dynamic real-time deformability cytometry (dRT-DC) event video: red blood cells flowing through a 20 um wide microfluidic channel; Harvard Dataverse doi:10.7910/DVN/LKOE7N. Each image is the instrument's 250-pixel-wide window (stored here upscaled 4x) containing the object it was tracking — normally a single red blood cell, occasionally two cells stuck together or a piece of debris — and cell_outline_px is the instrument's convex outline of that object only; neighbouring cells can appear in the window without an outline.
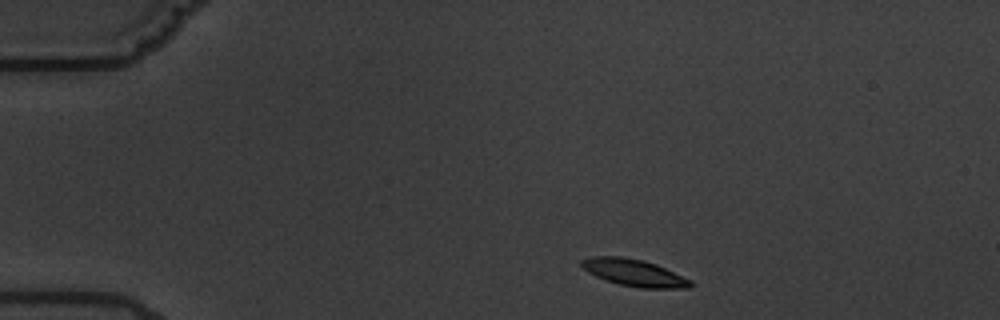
{"species": "common noctule bat (a hibernating species)", "species_latin": "Nyctalus noctula", "temperature_condition": "warm", "stored_images_in_passage": 3, "camera_frame_rate_fps": 3000, "um_per_image_px": 0.085, "animal": {"sex": "male", "body_mass_g": 19.5, "forearm_length_mm": 54.6}, "frame": {"image": 1, "passage_image": 1, "time_ms": 0.0, "image_size_px": [1000, 320], "cell_outline_px": [[692, 284], [688, 288], [640, 288], [620, 284], [596, 276], [588, 272], [580, 264], [580, 260], [592, 256], [624, 256], [644, 260], [656, 264], [692, 280]], "centroid_in_image_um": [53.9, 23.16], "position_along_channel_um": 31.1, "area_um2": 17.05}}